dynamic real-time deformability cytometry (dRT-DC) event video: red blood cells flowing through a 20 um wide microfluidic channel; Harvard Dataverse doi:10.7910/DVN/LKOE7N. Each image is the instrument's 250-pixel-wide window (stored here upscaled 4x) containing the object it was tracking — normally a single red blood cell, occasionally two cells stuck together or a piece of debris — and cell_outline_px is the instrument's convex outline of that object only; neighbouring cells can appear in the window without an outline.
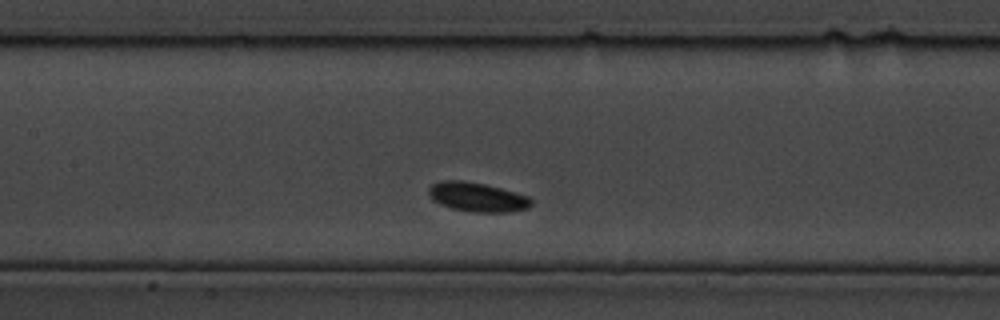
{"species": "common noctule bat (a hibernating species)", "species_latin": "Nyctalus noctula", "temperature_condition": "cold", "stored_images_in_passage": 11, "camera_frame_rate_fps": 3000, "um_per_image_px": 0.085, "animal": {"sex": "male", "body_mass_g": 19.5, "forearm_length_mm": 54.6}, "frame": {"image": 1, "passage_image": 7, "time_ms": 2.0, "image_size_px": [1000, 320], "cell_outline_px": [[532, 204], [528, 208], [508, 212], [468, 212], [452, 208], [440, 204], [432, 200], [428, 196], [428, 188], [432, 184], [444, 180], [464, 180], [484, 184], [500, 188], [528, 196], [532, 200]], "centroid_in_image_um": [40.53, 16.75], "position_along_channel_um": 166.9, "area_um2": 17.57}}
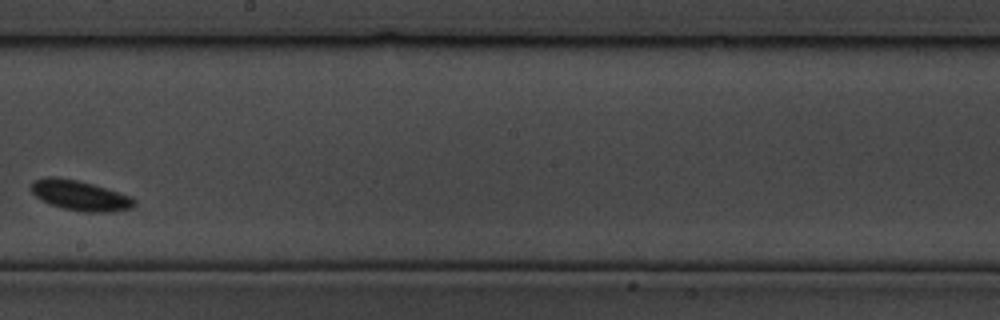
{"frame": {"image": 2, "passage_image": 10, "time_ms": 3.0, "image_size_px": [1000, 320], "cell_outline_px": [[136, 204], [132, 208], [112, 212], [84, 212], [64, 208], [48, 204], [40, 200], [28, 188], [32, 180], [48, 176], [56, 176], [76, 180], [92, 184], [132, 196], [136, 200]], "centroid_in_image_um": [6.77, 16.61], "position_along_channel_um": 241.4, "area_um2": 18.38}}